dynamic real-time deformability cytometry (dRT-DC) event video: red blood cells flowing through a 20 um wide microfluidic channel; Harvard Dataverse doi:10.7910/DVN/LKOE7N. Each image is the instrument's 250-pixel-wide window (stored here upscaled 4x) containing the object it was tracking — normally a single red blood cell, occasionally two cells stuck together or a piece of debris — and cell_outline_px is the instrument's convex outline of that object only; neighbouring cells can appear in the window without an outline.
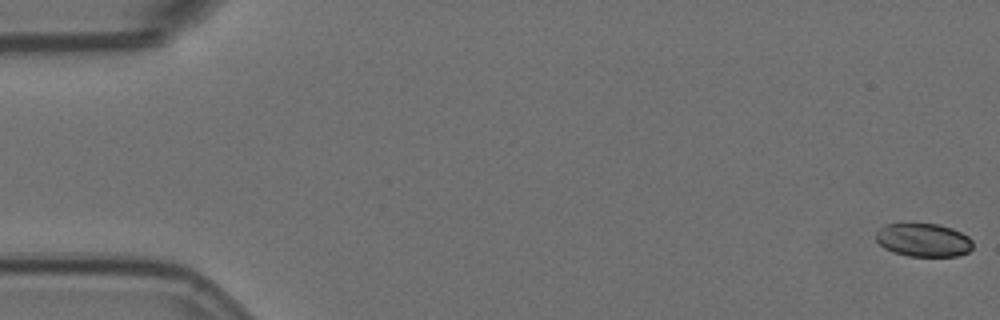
{"species": "Egyptian fruit bat (a non-hibernating species)", "species_latin": "Rousettus aegyptiacus", "temperature_condition": "room temperature", "stored_images_in_passage": 8, "camera_frame_rate_fps": 3000, "um_per_image_px": 0.085, "animal": {"sex": "female"}, "frame": {"image": 1, "passage_image": 1, "time_ms": 0.0, "image_size_px": [1000, 320], "cell_outline_px": [[972, 248], [968, 252], [956, 256], [908, 256], [892, 252], [884, 248], [876, 240], [876, 232], [884, 224], [940, 224], [952, 228], [968, 236], [972, 240]], "centroid_in_image_um": [78.49, 20.4], "position_along_channel_um": 6.5, "area_um2": 18.84}}
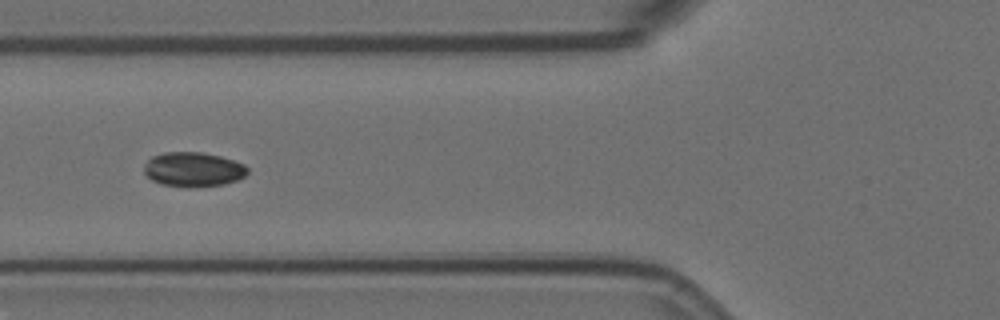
{"frame": {"image": 2, "passage_image": 7, "time_ms": 2.0, "image_size_px": [1000, 320], "cell_outline_px": [[248, 172], [244, 176], [236, 180], [224, 184], [188, 188], [184, 188], [160, 184], [152, 180], [144, 172], [144, 164], [152, 156], [164, 152], [200, 152], [220, 156], [244, 164], [248, 168]], "centroid_in_image_um": [16.4, 14.41], "position_along_channel_um": 109.4, "area_um2": 20.92}}
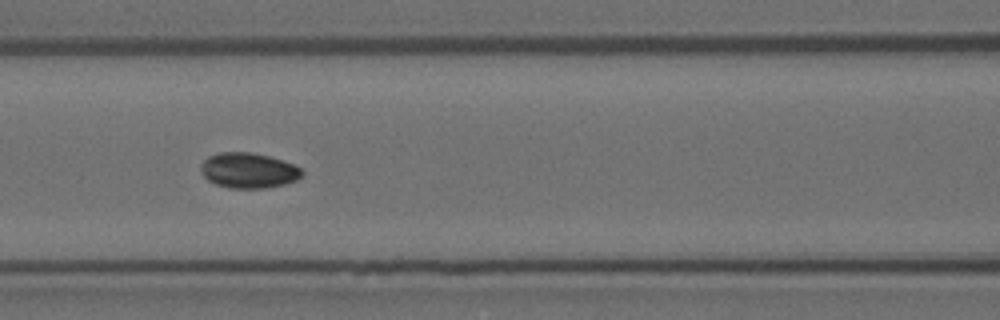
{"frame": {"image": 3, "passage_image": 8, "time_ms": 2.333, "image_size_px": [1000, 320], "cell_outline_px": [[304, 172], [296, 180], [284, 184], [264, 188], [228, 188], [216, 184], [208, 180], [204, 176], [200, 168], [200, 164], [208, 156], [220, 152], [252, 152], [268, 156], [292, 164], [300, 168]], "centroid_in_image_um": [21.09, 14.48], "position_along_channel_um": 145.5, "area_um2": 20.69}}